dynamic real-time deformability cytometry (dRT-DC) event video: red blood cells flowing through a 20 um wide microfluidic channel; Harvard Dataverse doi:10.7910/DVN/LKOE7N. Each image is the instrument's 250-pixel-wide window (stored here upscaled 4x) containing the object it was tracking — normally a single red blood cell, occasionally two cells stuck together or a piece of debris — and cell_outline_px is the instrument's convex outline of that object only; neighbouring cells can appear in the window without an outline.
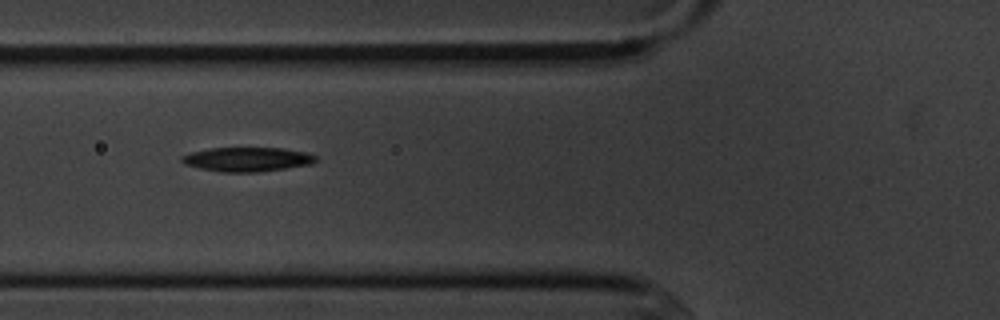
{"species": "common noctule bat (a hibernating species)", "species_latin": "Nyctalus noctula", "temperature_condition": "cold", "stored_images_in_passage": 8, "camera_frame_rate_fps": 3000, "um_per_image_px": 0.085, "animal": {"sex": "male", "body_mass_g": 20.1, "forearm_length_mm": 53.5}, "frame": {"image": 1, "passage_image": 5, "time_ms": 4.667, "image_size_px": [1000, 320], "cell_outline_px": [[316, 160], [312, 164], [260, 172], [220, 172], [200, 168], [184, 164], [180, 160], [180, 156], [192, 152], [208, 148], [284, 148], [308, 152], [316, 156]], "centroid_in_image_um": [21.01, 13.54], "position_along_channel_um": 104.8, "area_um2": 19.07}}
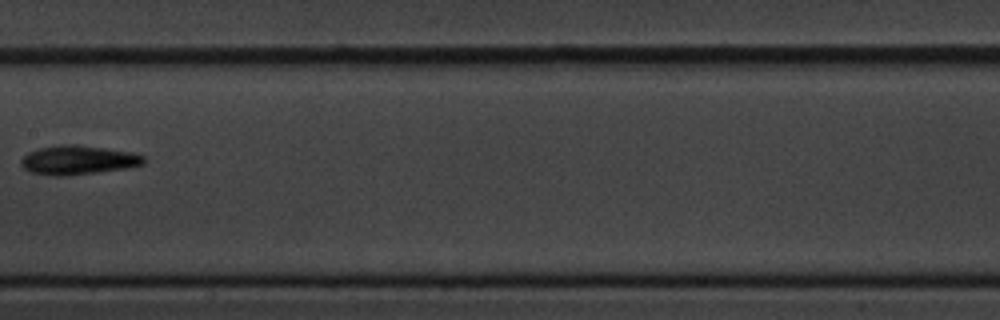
{"frame": {"image": 2, "passage_image": 7, "time_ms": 7.333, "image_size_px": [1000, 320], "cell_outline_px": [[144, 164], [124, 168], [96, 172], [60, 176], [52, 176], [32, 172], [24, 168], [20, 164], [20, 160], [28, 152], [40, 148], [64, 144], [76, 144], [132, 152], [144, 156]], "centroid_in_image_um": [6.61, 13.59], "position_along_channel_um": 200.8, "area_um2": 20.52}}
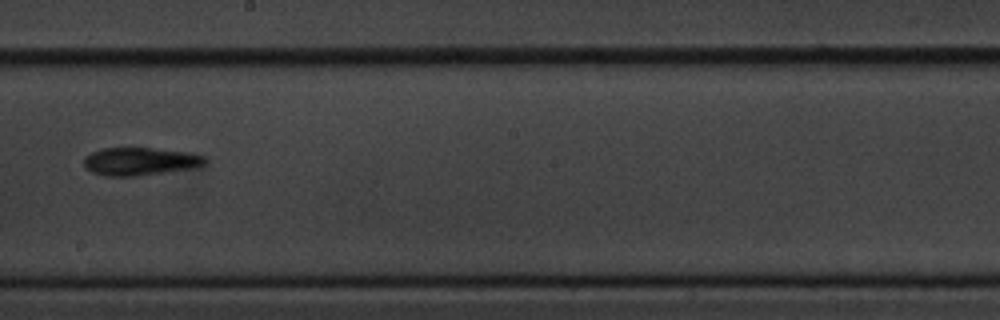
{"frame": {"image": 3, "passage_image": 8, "time_ms": 8.333, "image_size_px": [1000, 320], "cell_outline_px": [[208, 160], [204, 164], [188, 168], [136, 176], [104, 176], [92, 172], [84, 168], [84, 156], [100, 148], [152, 148], [192, 152], [204, 156]], "centroid_in_image_um": [11.86, 13.7], "position_along_channel_um": 236.3, "area_um2": 19.65}}